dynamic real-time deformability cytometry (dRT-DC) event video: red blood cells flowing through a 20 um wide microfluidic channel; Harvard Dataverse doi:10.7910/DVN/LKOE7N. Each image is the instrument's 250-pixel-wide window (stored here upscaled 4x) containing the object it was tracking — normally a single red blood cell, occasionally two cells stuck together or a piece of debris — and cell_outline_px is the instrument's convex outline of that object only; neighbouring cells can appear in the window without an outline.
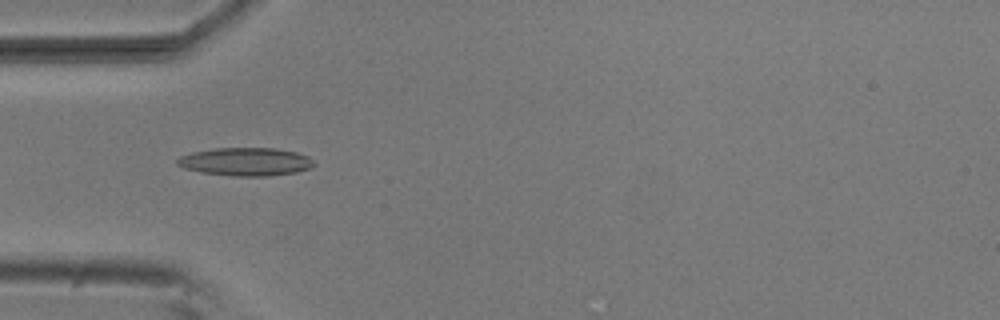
{"species": "common noctule bat (a hibernating species)", "species_latin": "Nyctalus noctula", "temperature_condition": "room temperature", "stored_images_in_passage": 40, "camera_frame_rate_fps": 3000, "um_per_image_px": 0.085, "animal": {"sex": "male", "body_mass_g": 20.5, "forearm_length_mm": 52.5}, "frame": {"image": 1, "passage_image": 4, "time_ms": 1.0, "image_size_px": [1000, 320], "cell_outline_px": [[316, 164], [312, 168], [296, 172], [268, 176], [236, 176], [200, 172], [184, 168], [176, 164], [176, 160], [180, 156], [192, 152], [212, 148], [276, 148], [296, 152], [308, 156]], "centroid_in_image_um": [20.89, 13.74], "position_along_channel_um": 64.1, "area_um2": 22.54}}
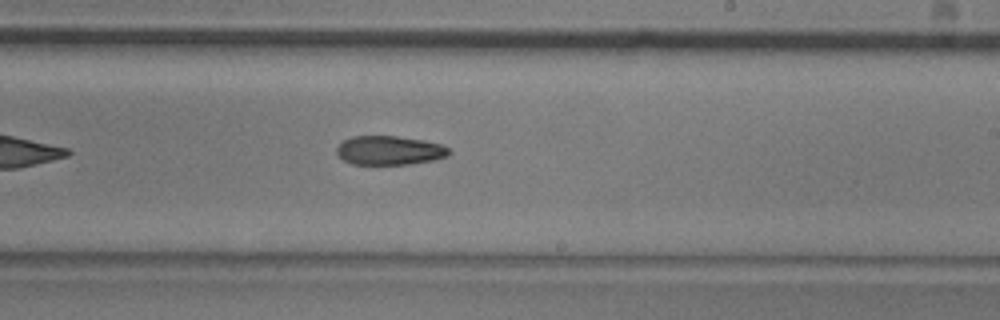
{"frame": {"image": 2, "passage_image": 19, "time_ms": 6.0, "image_size_px": [1000, 320], "cell_outline_px": [[452, 152], [448, 156], [432, 160], [408, 164], [352, 164], [344, 160], [336, 152], [336, 148], [344, 140], [352, 136], [396, 136], [424, 140], [440, 144], [448, 148]], "centroid_in_image_um": [33.11, 12.78], "position_along_channel_um": 255.9, "area_um2": 18.9}}
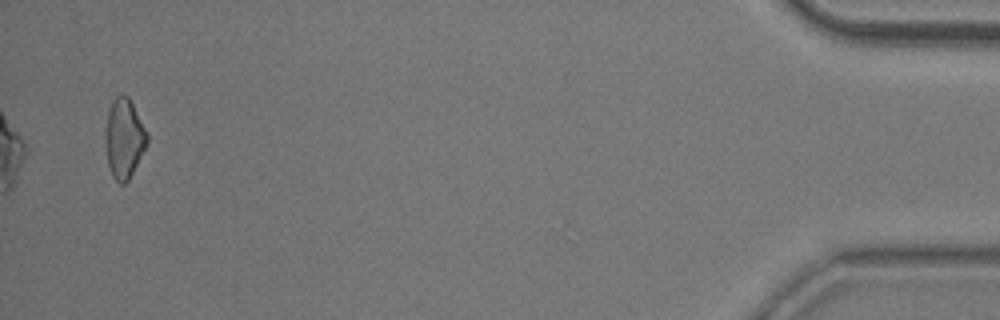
{"frame": {"image": 3, "passage_image": 39, "time_ms": 12.667, "image_size_px": [1000, 320], "cell_outline_px": [[148, 144], [128, 180], [124, 184], [120, 184], [112, 176], [108, 164], [104, 144], [104, 132], [108, 112], [112, 100], [116, 96], [128, 96], [148, 132]], "centroid_in_image_um": [10.54, 11.77], "position_along_channel_um": 424.7, "area_um2": 19.54}, "authors_computed_cell_mechanics": {"area_um2": 19.652, "velocity_mm_per_s": 3.8284, "shape_relaxation_time_tau1_ms": 3.9807, "shape_relaxation_time_tau2_ms": null, "deformation_change_tau1": 0.1419, "deformation_change_tau2": null}}